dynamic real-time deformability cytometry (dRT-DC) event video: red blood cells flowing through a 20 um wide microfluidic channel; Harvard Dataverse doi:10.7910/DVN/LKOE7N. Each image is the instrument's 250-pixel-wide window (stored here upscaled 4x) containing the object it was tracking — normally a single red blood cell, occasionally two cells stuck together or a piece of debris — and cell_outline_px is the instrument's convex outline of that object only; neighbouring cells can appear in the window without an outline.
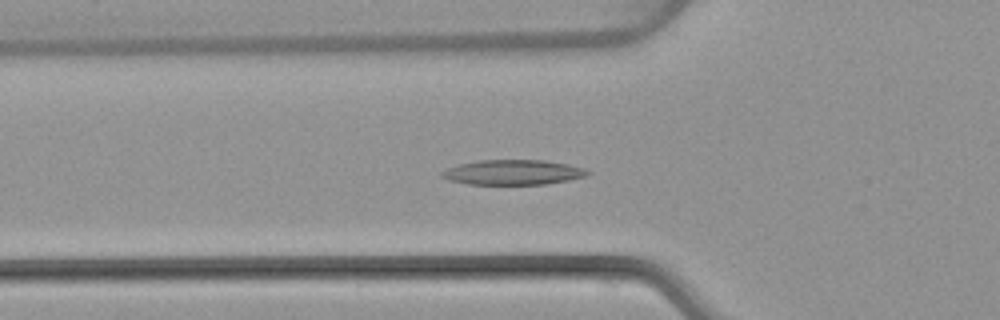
{"species": "common noctule bat (a hibernating species)", "species_latin": "Nyctalus noctula", "temperature_condition": "warm", "stored_images_in_passage": 51, "camera_frame_rate_fps": 3000, "um_per_image_px": 0.085, "animal": {"sex": "female", "body_mass_g": 22.7, "forearm_length_mm": 54.2}, "frame": {"image": 1, "passage_image": 18, "time_ms": 5.667, "image_size_px": [1000, 320], "cell_outline_px": [[592, 172], [588, 176], [548, 184], [468, 184], [448, 180], [440, 176], [440, 172], [448, 168], [460, 164], [476, 160], [544, 160], [568, 164], [584, 168]], "centroid_in_image_um": [43.62, 14.64], "position_along_channel_um": 82.2, "area_um2": 21.33}}
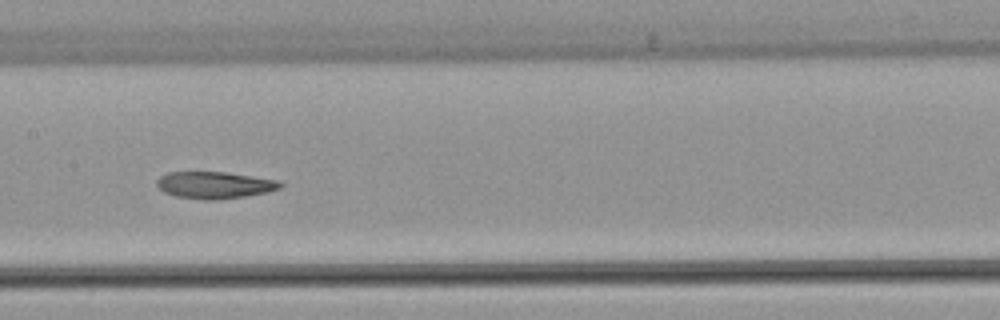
{"frame": {"image": 2, "passage_image": 26, "time_ms": 8.333, "image_size_px": [1000, 320], "cell_outline_px": [[284, 184], [280, 188], [268, 192], [220, 200], [204, 200], [176, 196], [164, 192], [156, 184], [156, 180], [160, 176], [168, 172], [224, 172], [280, 180]], "centroid_in_image_um": [18.25, 15.73], "position_along_channel_um": 189.1, "area_um2": 19.42}}
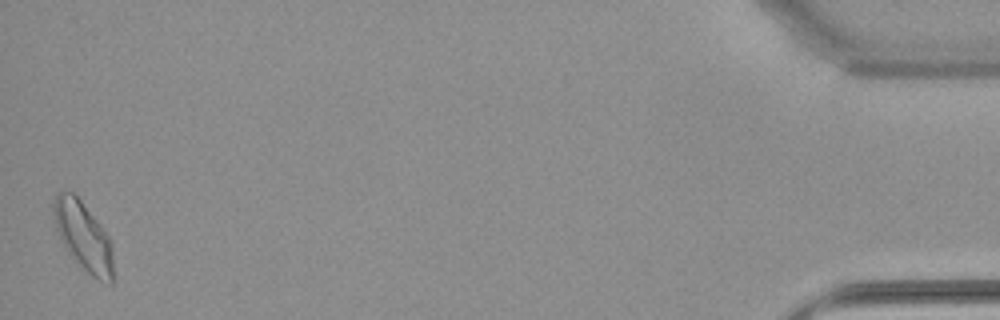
{"frame": {"image": 3, "passage_image": 51, "time_ms": 16.667, "image_size_px": [1000, 320], "cell_outline_px": [[112, 284], [108, 284], [84, 272], [68, 252], [56, 228], [52, 212], [52, 200], [60, 188], [72, 192], [80, 200], [100, 224], [108, 236], [112, 248]], "centroid_in_image_um": [7.05, 20.05], "position_along_channel_um": 428.2, "area_um2": 23.93}, "authors_computed_cell_mechanics": {"area_um2": 20.808, "velocity_mm_per_s": 3.994, "shape_relaxation_time_tau1_ms": 10.614, "shape_relaxation_time_tau2_ms": 3.8593, "deformation_change_tau1": 0.2535, "deformation_change_tau2": 0.1153}}